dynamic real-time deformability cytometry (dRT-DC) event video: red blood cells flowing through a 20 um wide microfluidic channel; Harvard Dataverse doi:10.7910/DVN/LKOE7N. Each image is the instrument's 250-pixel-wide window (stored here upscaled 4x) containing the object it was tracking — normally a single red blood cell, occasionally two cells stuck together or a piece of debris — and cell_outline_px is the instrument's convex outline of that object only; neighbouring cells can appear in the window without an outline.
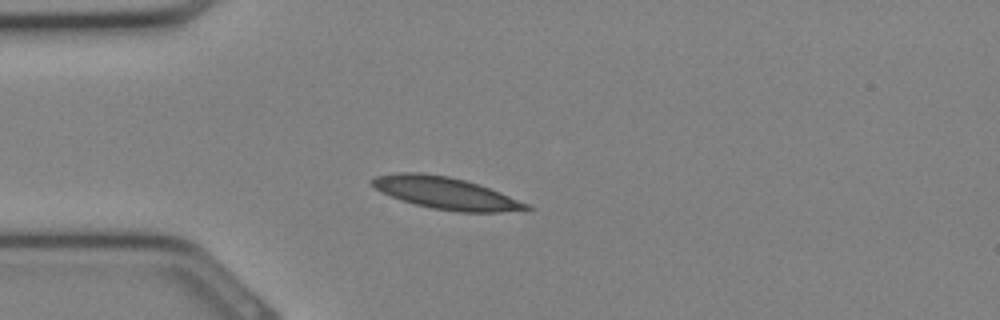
{"species": "Egyptian fruit bat (a non-hibernating species)", "species_latin": "Rousettus aegyptiacus", "temperature_condition": "cold", "stored_images_in_passage": 31, "camera_frame_rate_fps": 3000, "um_per_image_px": 0.085, "animal": {"sex": "female"}, "frame": {"image": 1, "passage_image": 7, "time_ms": 2.0, "image_size_px": [1000, 320], "cell_outline_px": [[532, 208], [528, 212], [460, 212], [432, 208], [400, 200], [376, 188], [368, 180], [376, 176], [396, 172], [420, 172], [448, 176], [464, 180], [500, 192], [528, 204]], "centroid_in_image_um": [37.93, 16.42], "position_along_channel_um": 47.1, "area_um2": 28.73}}
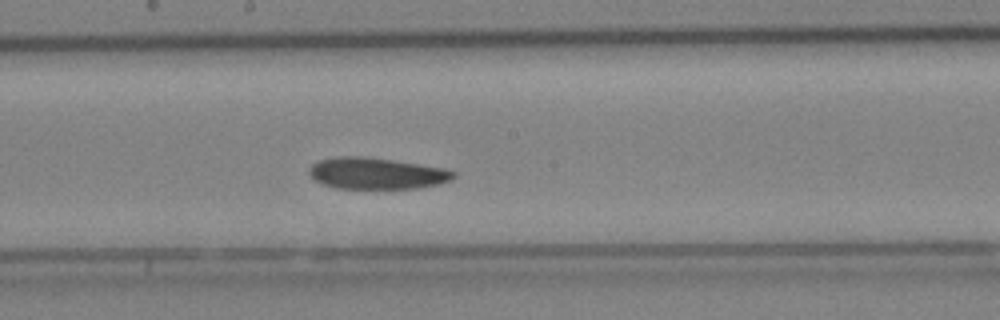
{"frame": {"image": 2, "passage_image": 16, "time_ms": 5.0, "image_size_px": [1000, 320], "cell_outline_px": [[456, 176], [452, 180], [440, 184], [416, 188], [336, 188], [324, 184], [316, 180], [308, 172], [308, 168], [312, 164], [320, 160], [336, 156], [364, 156], [392, 160], [444, 168], [456, 172]], "centroid_in_image_um": [32.02, 14.73], "position_along_channel_um": 216.2, "area_um2": 26.36}}
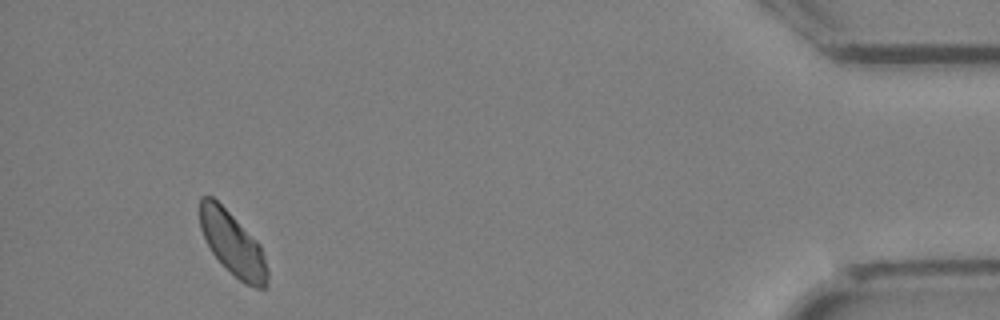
{"frame": {"image": 3, "passage_image": 29, "time_ms": 9.333, "image_size_px": [1000, 320], "cell_outline_px": [[268, 276], [264, 288], [256, 288], [244, 284], [212, 252], [200, 228], [200, 196], [212, 196], [260, 244], [268, 268]], "centroid_in_image_um": [19.78, 20.72], "position_along_channel_um": 415.4, "area_um2": 24.28}}